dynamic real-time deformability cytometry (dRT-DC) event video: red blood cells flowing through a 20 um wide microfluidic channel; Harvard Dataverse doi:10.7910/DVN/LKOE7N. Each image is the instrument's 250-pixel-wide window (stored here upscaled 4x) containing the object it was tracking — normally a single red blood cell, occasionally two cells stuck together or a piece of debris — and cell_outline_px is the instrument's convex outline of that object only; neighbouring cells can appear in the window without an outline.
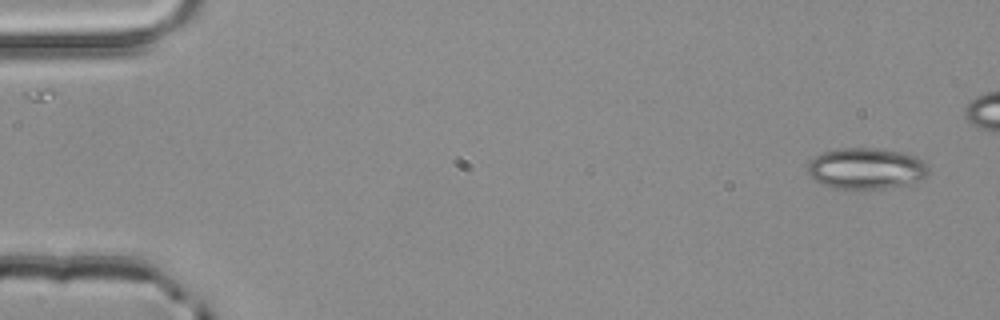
{"species": "common noctule bat (a hibernating species)", "species_latin": "Nyctalus noctula", "temperature_condition": "room temperature", "stored_images_in_passage": 4, "camera_frame_rate_fps": 3000, "um_per_image_px": 0.085, "animal": {"sex": "male", "body_mass_g": 20.4}, "frame": {"image": 1, "passage_image": 1, "time_ms": 0.0, "image_size_px": [1000, 320], "cell_outline_px": [[928, 172], [924, 176], [912, 184], [884, 188], [832, 188], [812, 180], [808, 172], [808, 164], [816, 156], [824, 152], [836, 148], [880, 148], [904, 152], [916, 156], [924, 160], [928, 168]], "centroid_in_image_um": [73.63, 14.31], "position_along_channel_um": 11.4, "area_um2": 29.13}}